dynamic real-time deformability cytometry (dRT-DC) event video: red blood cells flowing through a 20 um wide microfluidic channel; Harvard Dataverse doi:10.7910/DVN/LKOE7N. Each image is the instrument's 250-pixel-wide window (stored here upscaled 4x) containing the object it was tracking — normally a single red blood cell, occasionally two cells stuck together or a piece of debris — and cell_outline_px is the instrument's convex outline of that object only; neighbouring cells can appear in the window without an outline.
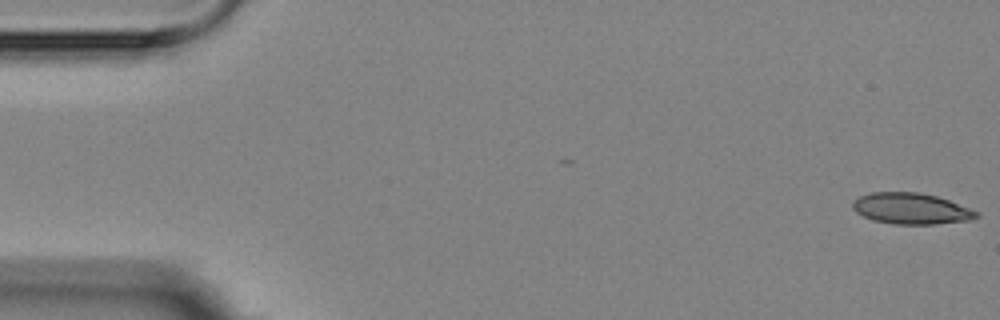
{"species": "Egyptian fruit bat (a non-hibernating species)", "species_latin": "Rousettus aegyptiacus", "temperature_condition": "room temperature", "stored_images_in_passage": 4, "camera_frame_rate_fps": 3000, "um_per_image_px": 0.085, "animal": {"sex": "female"}, "frame": {"image": 1, "passage_image": 1, "time_ms": 0.0, "image_size_px": [1000, 320], "cell_outline_px": [[980, 216], [972, 220], [936, 224], [892, 224], [872, 220], [856, 212], [852, 208], [852, 204], [860, 196], [872, 192], [920, 192], [936, 196], [948, 200], [980, 212]], "centroid_in_image_um": [77.48, 17.74], "position_along_channel_um": 7.5, "area_um2": 22.48}}
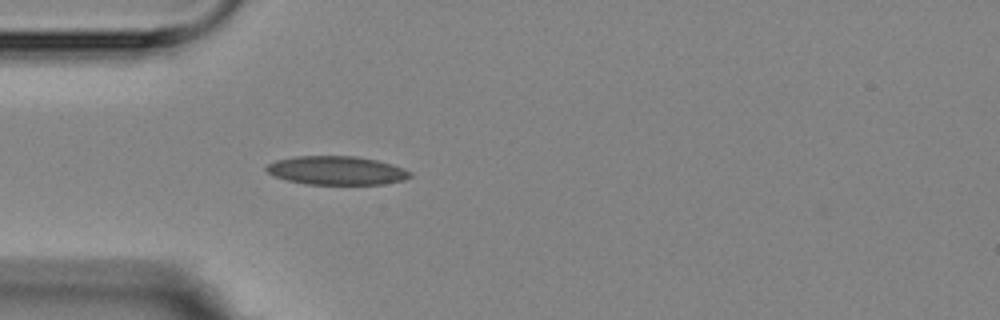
{"frame": {"image": 2, "passage_image": 4, "time_ms": 5.0, "image_size_px": [1000, 320], "cell_outline_px": [[412, 176], [404, 180], [384, 184], [304, 184], [288, 180], [276, 176], [268, 172], [264, 168], [268, 164], [276, 160], [296, 156], [356, 156], [376, 160], [392, 164], [404, 168], [412, 172]], "centroid_in_image_um": [28.64, 14.49], "position_along_channel_um": 56.4, "area_um2": 23.99}}